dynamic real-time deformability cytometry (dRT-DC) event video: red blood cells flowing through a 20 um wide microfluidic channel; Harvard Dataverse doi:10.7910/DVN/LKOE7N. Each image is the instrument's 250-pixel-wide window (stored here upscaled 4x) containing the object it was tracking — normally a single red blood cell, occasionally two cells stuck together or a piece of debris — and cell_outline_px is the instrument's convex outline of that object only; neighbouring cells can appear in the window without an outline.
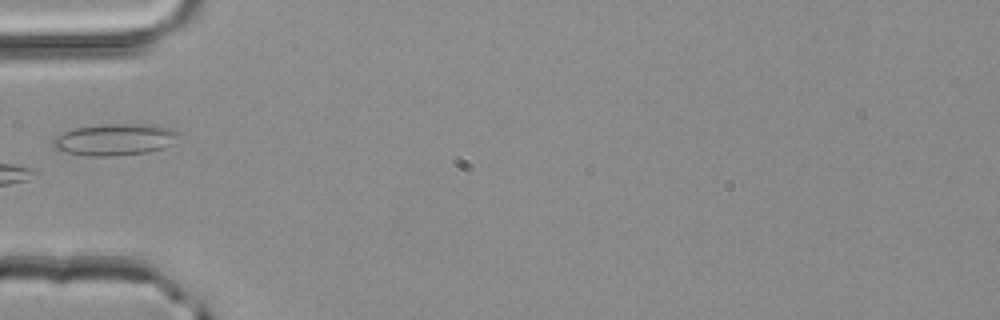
{"species": "common noctule bat (a hibernating species)", "species_latin": "Nyctalus noctula", "temperature_condition": "room temperature", "stored_images_in_passage": 3, "camera_frame_rate_fps": 3000, "um_per_image_px": 0.085, "animal": {"sex": "male", "body_mass_g": 20.4}, "frame": {"image": 1, "passage_image": 3, "time_ms": 0.667, "image_size_px": [1000, 320], "cell_outline_px": [[184, 132], [164, 148], [148, 152], [112, 156], [84, 156], [68, 152], [56, 148], [52, 144], [52, 140], [56, 136], [72, 128], [104, 124], [144, 124], [172, 128]], "centroid_in_image_um": [9.78, 11.85], "position_along_channel_um": 75.2, "area_um2": 23.24}}